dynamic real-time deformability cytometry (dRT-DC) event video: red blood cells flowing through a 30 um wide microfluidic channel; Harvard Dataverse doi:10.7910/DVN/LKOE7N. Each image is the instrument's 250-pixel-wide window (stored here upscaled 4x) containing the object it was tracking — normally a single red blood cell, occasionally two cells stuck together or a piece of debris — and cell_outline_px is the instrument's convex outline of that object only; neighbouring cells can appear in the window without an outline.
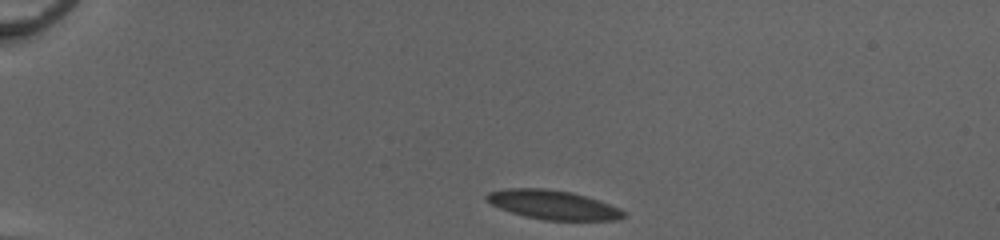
{"species": "common noctule bat (a hibernating species)", "species_latin": "Nyctalus noctula", "temperature_condition": "cold", "stored_images_in_passage": 42, "camera_frame_rate_fps": 3000, "um_per_image_px": 0.085, "animal": {"sex": "female", "body_mass_g": 20.0, "forearm_length_mm": 54.0}, "frame": {"image": 1, "passage_image": 1, "time_ms": 0.0, "image_size_px": [1000, 240], "cell_outline_px": [[624, 216], [616, 220], [544, 220], [512, 212], [500, 208], [492, 204], [484, 196], [488, 192], [508, 188], [544, 188], [572, 192], [620, 208], [624, 212]], "centroid_in_image_um": [46.99, 17.4], "position_along_channel_um": 38.0, "area_um2": 22.83}}
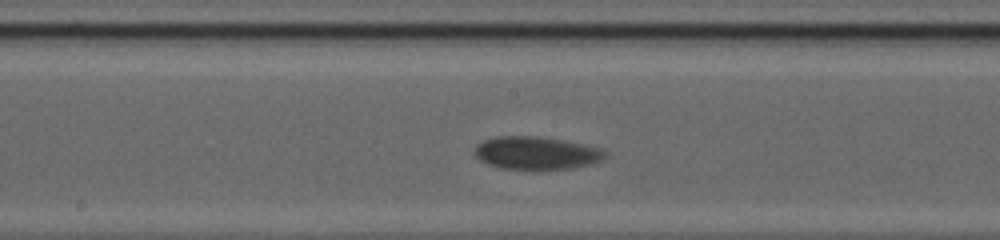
{"frame": {"image": 2, "passage_image": 19, "time_ms": 6.0, "image_size_px": [1000, 240], "cell_outline_px": [[604, 156], [600, 160], [588, 164], [572, 168], [532, 172], [500, 168], [488, 164], [480, 160], [476, 156], [476, 144], [484, 140], [496, 136], [536, 136], [560, 140], [600, 148], [604, 152]], "centroid_in_image_um": [45.51, 13.05], "position_along_channel_um": 202.7, "area_um2": 25.2}}
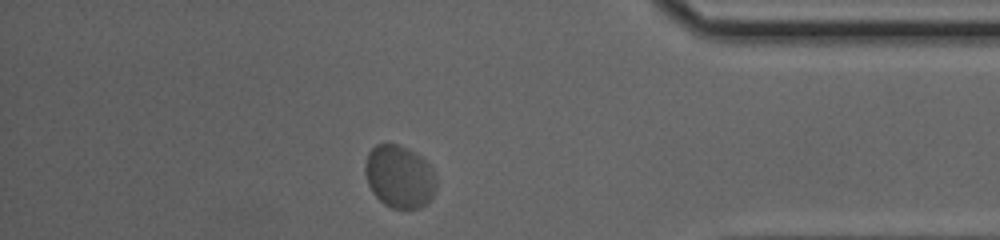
{"frame": {"image": 3, "passage_image": 36, "time_ms": 11.667, "image_size_px": [1000, 240], "cell_outline_px": [[436, 188], [432, 196], [420, 208], [392, 208], [384, 204], [372, 192], [368, 184], [364, 172], [364, 164], [368, 152], [376, 144], [400, 144], [408, 148], [424, 160], [432, 168], [436, 180]], "centroid_in_image_um": [33.92, 15.0], "position_along_channel_um": 401.3, "area_um2": 25.95}, "authors_computed_cell_mechanics": {"area_um2": 23.8425, "velocity_mm_per_s": 3.8964, "shape_relaxation_time_tau1_ms": 2.5487, "shape_relaxation_time_tau2_ms": null, "deformation_change_tau1": 0.0725, "deformation_change_tau2": null}}